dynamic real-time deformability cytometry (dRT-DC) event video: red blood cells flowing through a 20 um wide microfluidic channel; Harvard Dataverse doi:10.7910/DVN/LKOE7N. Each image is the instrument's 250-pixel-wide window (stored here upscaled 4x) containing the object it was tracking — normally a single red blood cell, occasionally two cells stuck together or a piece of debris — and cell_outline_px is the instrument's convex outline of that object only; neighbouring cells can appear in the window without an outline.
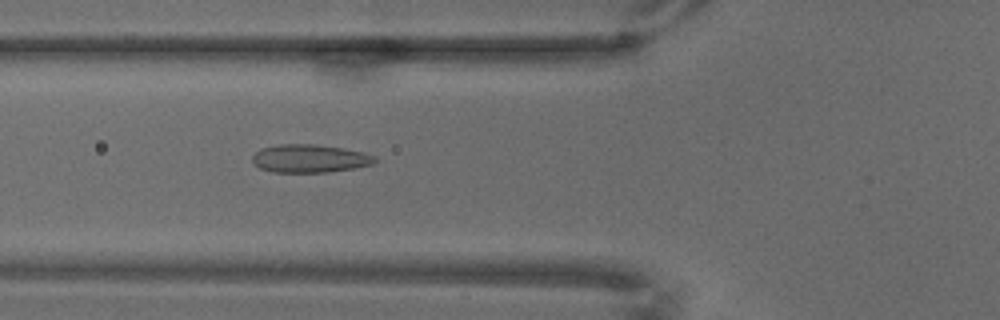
{"species": "common noctule bat (a hibernating species)", "species_latin": "Nyctalus noctula", "temperature_condition": "warm", "stored_images_in_passage": 69, "camera_frame_rate_fps": 3000, "um_per_image_px": 0.085, "animal": {"sex": "male", "body_mass_g": 18.8}, "frame": {"image": 1, "passage_image": 26, "time_ms": 8.333, "image_size_px": [1000, 320], "cell_outline_px": [[376, 160], [372, 164], [356, 168], [328, 172], [272, 172], [260, 168], [252, 160], [252, 156], [260, 148], [280, 144], [316, 144], [344, 148], [364, 152], [376, 156]], "centroid_in_image_um": [26.34, 13.47], "position_along_channel_um": 99.5, "area_um2": 20.17}}
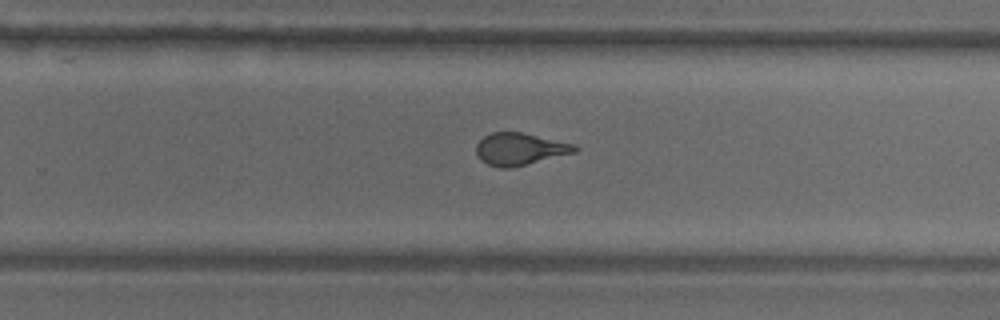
{"frame": {"image": 2, "passage_image": 45, "time_ms": 14.667, "image_size_px": [1000, 320], "cell_outline_px": [[580, 148], [576, 152], [512, 168], [500, 168], [488, 164], [480, 160], [476, 152], [476, 144], [484, 136], [492, 132], [520, 132], [572, 144]], "centroid_in_image_um": [44.15, 12.68], "position_along_channel_um": 285.7, "area_um2": 18.32}}
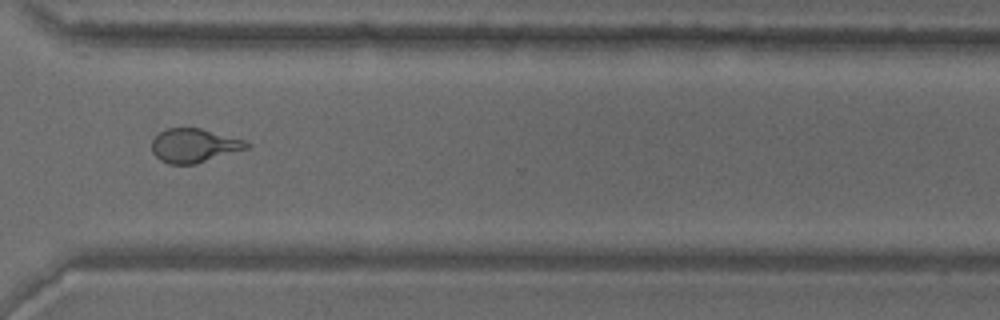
{"frame": {"image": 3, "passage_image": 52, "time_ms": 17.0, "image_size_px": [1000, 320], "cell_outline_px": [[252, 144], [248, 148], [196, 164], [168, 164], [160, 160], [152, 152], [152, 140], [160, 132], [168, 128], [200, 128], [244, 140]], "centroid_in_image_um": [16.49, 12.38], "position_along_channel_um": 354.1, "area_um2": 18.61}}